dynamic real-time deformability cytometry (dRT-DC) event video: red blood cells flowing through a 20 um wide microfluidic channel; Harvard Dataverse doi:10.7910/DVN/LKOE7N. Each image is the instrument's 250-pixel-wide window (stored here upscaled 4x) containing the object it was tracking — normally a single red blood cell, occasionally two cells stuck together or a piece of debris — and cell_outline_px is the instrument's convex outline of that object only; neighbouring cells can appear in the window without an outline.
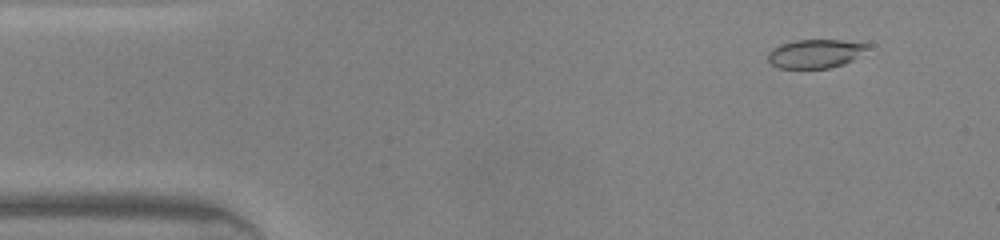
{"species": "common noctule bat (a hibernating species)", "species_latin": "Nyctalus noctula", "temperature_condition": "warm", "stored_images_in_passage": 46, "camera_frame_rate_fps": 3000, "um_per_image_px": 0.085, "animal": {"sex": "male", "body_mass_g": 20.0, "forearm_length_mm": 53.3}, "frame": {"image": 1, "passage_image": 4, "time_ms": 1.0, "image_size_px": [1000, 240], "cell_outline_px": [[872, 44], [868, 48], [852, 60], [844, 64], [828, 68], [780, 68], [772, 64], [768, 60], [768, 52], [772, 48], [780, 44], [796, 40], [840, 40]], "centroid_in_image_um": [69.29, 4.55], "position_along_channel_um": 15.7, "area_um2": 16.59}}
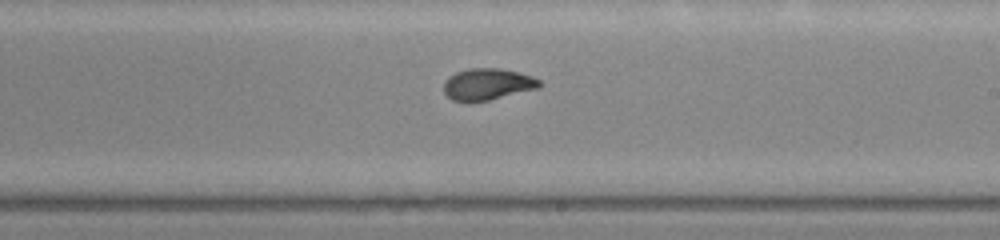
{"frame": {"image": 2, "passage_image": 26, "time_ms": 8.333, "image_size_px": [1000, 240], "cell_outline_px": [[540, 88], [488, 100], [452, 100], [444, 92], [444, 80], [448, 76], [456, 72], [468, 68], [500, 68], [532, 76], [540, 80]], "centroid_in_image_um": [41.44, 7.13], "position_along_channel_um": 247.6, "area_um2": 17.4}}
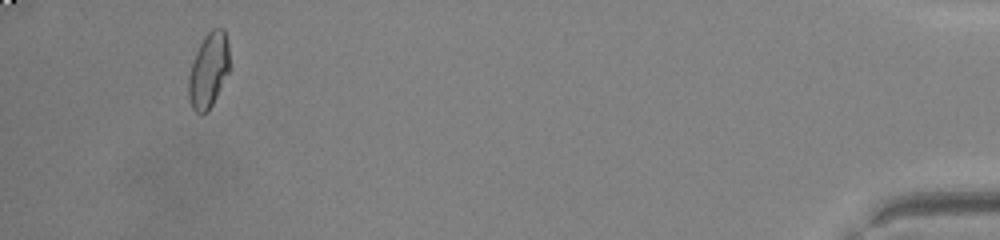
{"frame": {"image": 3, "passage_image": 43, "time_ms": 14.0, "image_size_px": [1000, 240], "cell_outline_px": [[232, 68], [208, 112], [200, 116], [192, 108], [188, 100], [188, 76], [196, 52], [204, 36], [212, 28], [224, 28], [228, 40]], "centroid_in_image_um": [17.77, 5.99], "position_along_channel_um": 417.4, "area_um2": 18.61}, "authors_computed_cell_mechanics": {"area_um2": 17.7735, "velocity_mm_per_s": 4.3973, "shape_relaxation_time_tau1_ms": null, "shape_relaxation_time_tau2_ms": 0.8919, "deformation_change_tau1": null, "deformation_change_tau2": 0.0532}}